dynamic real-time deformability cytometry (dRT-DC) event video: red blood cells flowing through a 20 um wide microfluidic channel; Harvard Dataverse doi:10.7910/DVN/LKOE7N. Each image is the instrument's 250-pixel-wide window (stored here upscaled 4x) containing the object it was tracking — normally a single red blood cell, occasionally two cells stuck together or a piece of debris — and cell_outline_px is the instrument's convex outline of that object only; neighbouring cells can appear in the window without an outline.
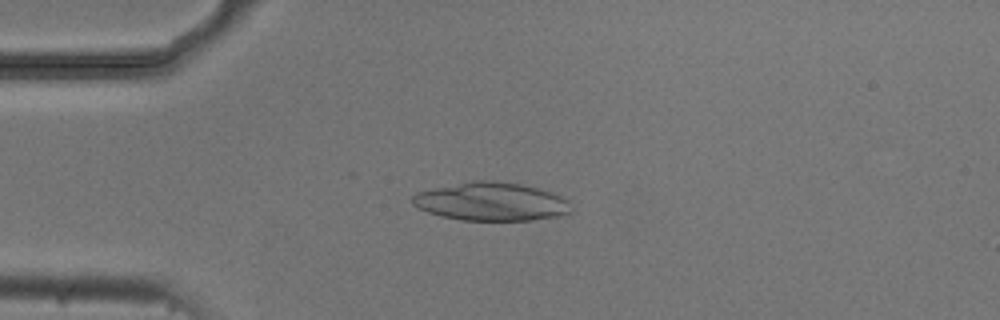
{"species": "common noctule bat (a hibernating species)", "species_latin": "Nyctalus noctula", "temperature_condition": "cold", "stored_images_in_passage": 5, "camera_frame_rate_fps": 3000, "um_per_image_px": 0.085, "animal": {"sex": "male", "body_mass_g": 20.5, "forearm_length_mm": 52.5}, "frame": {"image": 1, "passage_image": 4, "time_ms": 1.0, "image_size_px": [1000, 320], "cell_outline_px": [[572, 212], [556, 216], [532, 220], [460, 220], [428, 212], [412, 204], [412, 196], [416, 192], [432, 188], [472, 180], [492, 180], [520, 184], [536, 188], [560, 196], [568, 200]], "centroid_in_image_um": [41.72, 17.13], "position_along_channel_um": 43.3, "area_um2": 35.2}}